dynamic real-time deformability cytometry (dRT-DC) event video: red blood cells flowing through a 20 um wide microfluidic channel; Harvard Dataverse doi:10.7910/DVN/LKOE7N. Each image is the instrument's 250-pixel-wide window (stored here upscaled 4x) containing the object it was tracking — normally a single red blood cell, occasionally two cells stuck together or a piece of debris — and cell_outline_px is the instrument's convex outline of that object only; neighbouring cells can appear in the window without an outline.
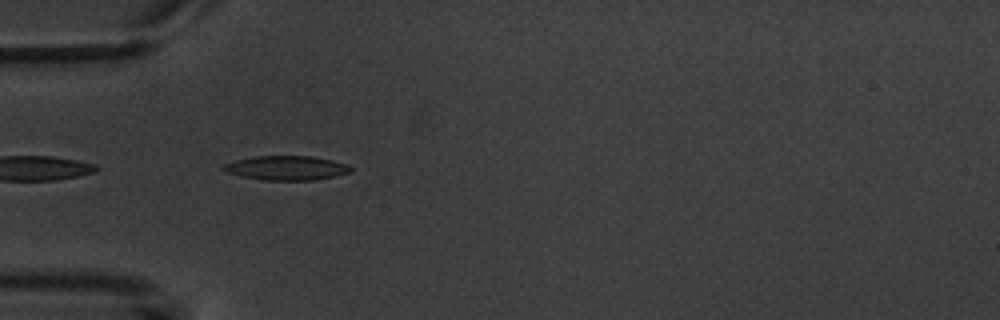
{"species": "common noctule bat (a hibernating species)", "species_latin": "Nyctalus noctula", "temperature_condition": "warm", "stored_images_in_passage": 6, "camera_frame_rate_fps": 3000, "um_per_image_px": 0.085, "animal": {"sex": "male", "body_mass_g": 20.1, "forearm_length_mm": 53.5}, "frame": {"image": 1, "passage_image": 5, "time_ms": 4.667, "image_size_px": [1000, 320], "cell_outline_px": [[352, 172], [312, 180], [264, 180], [240, 176], [224, 172], [220, 168], [220, 164], [236, 160], [256, 156], [312, 156], [332, 160], [348, 164], [352, 168]], "centroid_in_image_um": [24.28, 14.27], "position_along_channel_um": 60.7, "area_um2": 18.15}}